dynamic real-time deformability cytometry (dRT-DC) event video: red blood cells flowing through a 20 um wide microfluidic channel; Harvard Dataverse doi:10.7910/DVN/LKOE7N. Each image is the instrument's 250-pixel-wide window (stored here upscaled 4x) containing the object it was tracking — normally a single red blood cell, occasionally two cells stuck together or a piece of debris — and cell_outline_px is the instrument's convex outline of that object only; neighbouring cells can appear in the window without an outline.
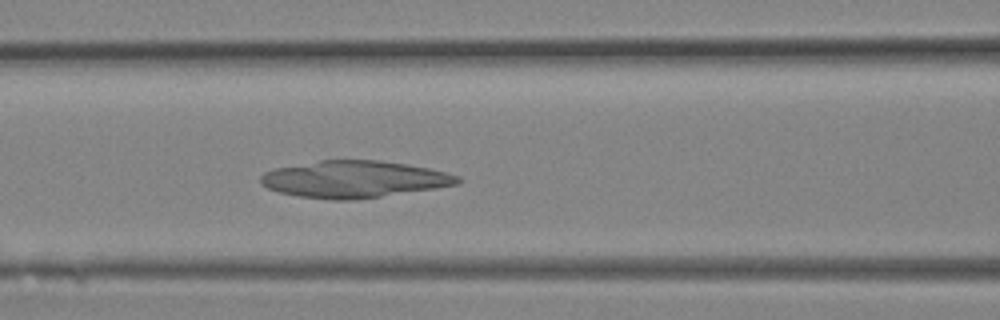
{"species": "Egyptian fruit bat (a non-hibernating species)", "species_latin": "Rousettus aegyptiacus", "temperature_condition": "room temperature", "stored_images_in_passage": 12, "camera_frame_rate_fps": 3000, "um_per_image_px": 0.085, "animal": {"sex": "female"}, "frame": {"image": 1, "passage_image": 12, "time_ms": 3.667, "image_size_px": [1000, 320], "cell_outline_px": [[464, 180], [456, 184], [436, 188], [352, 200], [332, 200], [300, 196], [280, 192], [268, 188], [260, 184], [260, 176], [264, 172], [272, 168], [320, 160], [380, 160], [408, 164], [428, 168], [460, 176]], "centroid_in_image_um": [30.07, 15.22], "position_along_channel_um": 136.5, "area_um2": 42.31}}